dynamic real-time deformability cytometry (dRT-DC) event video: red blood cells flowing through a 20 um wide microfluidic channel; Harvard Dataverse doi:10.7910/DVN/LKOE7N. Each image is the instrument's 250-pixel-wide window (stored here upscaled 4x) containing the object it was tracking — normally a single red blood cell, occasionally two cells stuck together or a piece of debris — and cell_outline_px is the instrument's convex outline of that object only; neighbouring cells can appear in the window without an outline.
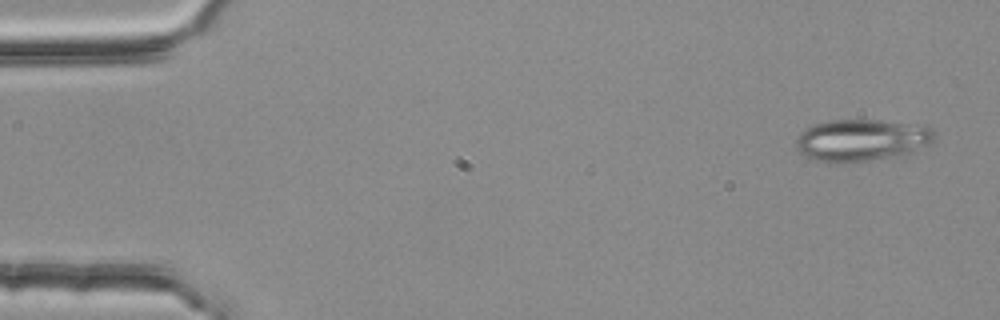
{"species": "common noctule bat (a hibernating species)", "species_latin": "Nyctalus noctula", "temperature_condition": "room temperature", "stored_images_in_passage": 5, "camera_frame_rate_fps": 3000, "um_per_image_px": 0.085, "animal": {"sex": "female", "body_mass_g": 25.1}, "frame": {"image": 1, "passage_image": 5, "time_ms": 1.333, "image_size_px": [1000, 320], "cell_outline_px": [[936, 136], [932, 140], [904, 156], [840, 164], [836, 164], [820, 160], [808, 156], [800, 152], [796, 148], [796, 136], [804, 128], [828, 120], [880, 120], [924, 124], [932, 128], [936, 132]], "centroid_in_image_um": [73.26, 11.9], "position_along_channel_um": 11.7, "area_um2": 34.28}}